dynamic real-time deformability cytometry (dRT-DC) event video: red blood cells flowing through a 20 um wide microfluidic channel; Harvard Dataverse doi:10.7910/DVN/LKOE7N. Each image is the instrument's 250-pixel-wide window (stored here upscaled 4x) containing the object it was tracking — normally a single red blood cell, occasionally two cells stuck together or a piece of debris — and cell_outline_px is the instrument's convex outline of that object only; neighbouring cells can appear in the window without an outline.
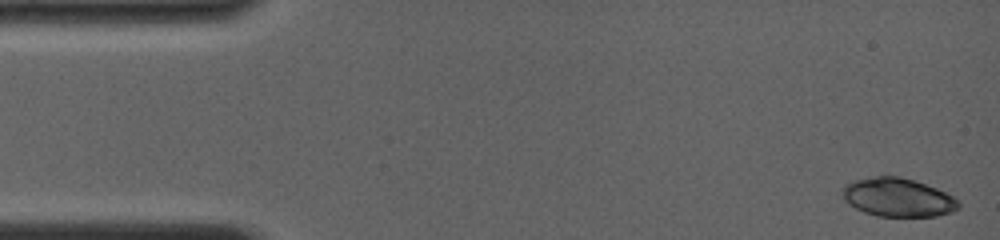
{"species": "common noctule bat (a hibernating species)", "species_latin": "Nyctalus noctula", "temperature_condition": "room temperature", "stored_images_in_passage": 8, "camera_frame_rate_fps": 4000, "um_per_image_px": 0.085, "animal": {"sex": "female", "body_mass_g": 19.0, "forearm_length_mm": 56.7}, "frame": {"image": 1, "passage_image": 1, "time_ms": 0.0, "image_size_px": [1000, 240], "cell_outline_px": [[960, 208], [952, 212], [936, 216], [876, 216], [864, 212], [848, 204], [844, 200], [840, 192], [844, 184], [852, 180], [876, 176], [900, 176], [936, 188], [960, 200]], "centroid_in_image_um": [76.28, 16.78], "position_along_channel_um": 8.7, "area_um2": 26.3}}
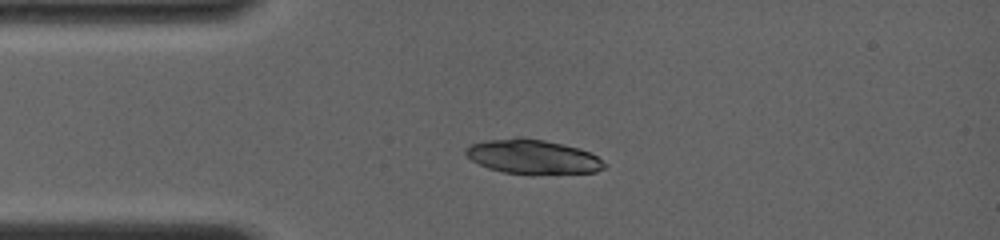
{"frame": {"image": 2, "passage_image": 7, "time_ms": 3.25, "image_size_px": [1000, 240], "cell_outline_px": [[608, 164], [604, 168], [596, 172], [532, 176], [504, 172], [488, 168], [472, 160], [464, 152], [464, 148], [468, 144], [484, 140], [516, 136], [520, 136], [544, 140], [580, 148], [596, 156]], "centroid_in_image_um": [45.27, 13.33], "position_along_channel_um": 39.7, "area_um2": 28.61}}